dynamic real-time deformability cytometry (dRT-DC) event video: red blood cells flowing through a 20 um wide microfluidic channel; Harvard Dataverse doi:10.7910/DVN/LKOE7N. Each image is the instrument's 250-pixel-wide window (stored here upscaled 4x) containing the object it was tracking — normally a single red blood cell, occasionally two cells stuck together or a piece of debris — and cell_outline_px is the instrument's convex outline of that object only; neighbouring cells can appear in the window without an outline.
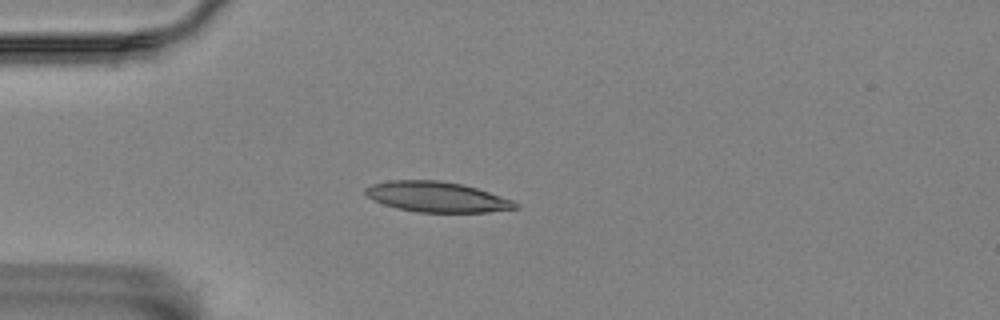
{"species": "Egyptian fruit bat (a non-hibernating species)", "species_latin": "Rousettus aegyptiacus", "temperature_condition": "room temperature", "stored_images_in_passage": 9, "camera_frame_rate_fps": 3000, "um_per_image_px": 0.085, "animal": {"sex": "female"}, "frame": {"image": 1, "passage_image": 1, "time_ms": 0.0, "image_size_px": [1000, 320], "cell_outline_px": [[520, 208], [488, 212], [416, 212], [396, 208], [384, 204], [368, 196], [364, 192], [364, 188], [372, 184], [392, 180], [440, 180], [460, 184], [476, 188], [512, 200], [520, 204]], "centroid_in_image_um": [37.15, 16.74], "position_along_channel_um": 47.9, "area_um2": 26.36}}
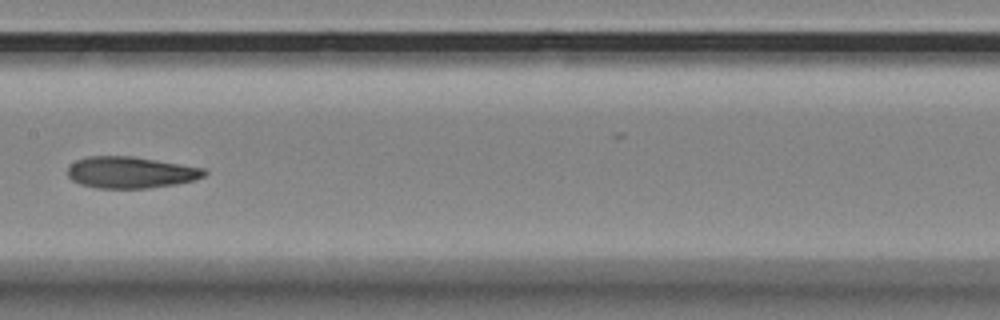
{"frame": {"image": 2, "passage_image": 5, "time_ms": 4.667, "image_size_px": [1000, 320], "cell_outline_px": [[208, 172], [204, 176], [196, 180], [176, 184], [148, 188], [96, 188], [80, 184], [72, 180], [68, 176], [68, 168], [76, 160], [88, 156], [132, 156], [204, 168]], "centroid_in_image_um": [11.11, 14.66], "position_along_channel_um": 196.3, "area_um2": 25.09}}
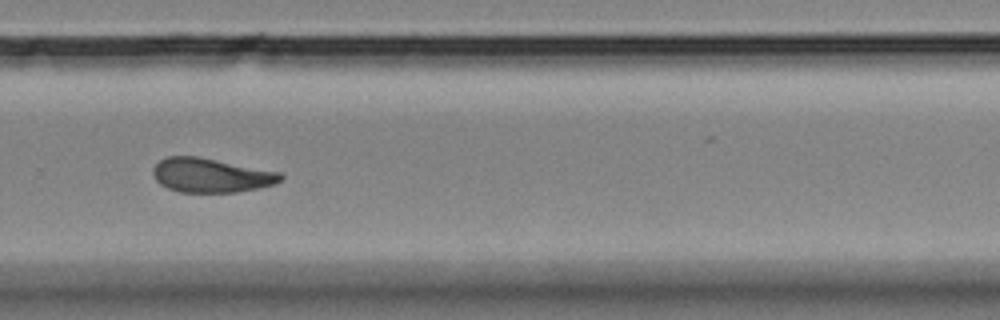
{"frame": {"image": 3, "passage_image": 8, "time_ms": 8.0, "image_size_px": [1000, 320], "cell_outline_px": [[284, 176], [276, 184], [236, 192], [180, 192], [168, 188], [160, 184], [156, 180], [152, 172], [152, 168], [160, 160], [168, 156], [196, 156], [280, 172]], "centroid_in_image_um": [17.91, 14.9], "position_along_channel_um": 311.9, "area_um2": 25.26}}